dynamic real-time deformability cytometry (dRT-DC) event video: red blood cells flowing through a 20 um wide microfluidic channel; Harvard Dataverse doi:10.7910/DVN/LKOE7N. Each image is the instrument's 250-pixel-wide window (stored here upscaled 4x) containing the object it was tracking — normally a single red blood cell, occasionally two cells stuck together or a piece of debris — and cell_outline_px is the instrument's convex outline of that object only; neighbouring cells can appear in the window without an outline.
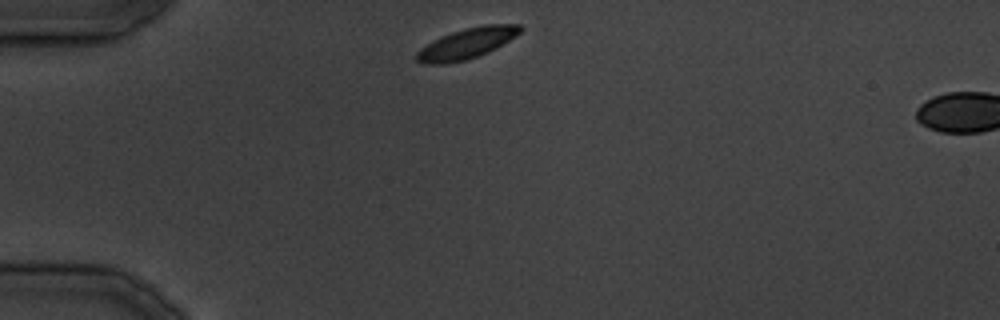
{"species": "common noctule bat (a hibernating species)", "species_latin": "Nyctalus noctula", "temperature_condition": "cold", "stored_images_in_passage": 3, "camera_frame_rate_fps": 3000, "um_per_image_px": 0.085, "animal": {"sex": "male", "body_mass_g": 19.5, "forearm_length_mm": 54.6}, "frame": {"image": 1, "passage_image": 1, "time_ms": 0.0, "image_size_px": [1000, 320], "cell_outline_px": [[524, 28], [516, 36], [496, 48], [488, 52], [464, 60], [444, 64], [424, 64], [416, 60], [416, 52], [420, 48], [440, 36], [464, 28], [484, 24], [520, 24]], "centroid_in_image_um": [39.68, 3.68], "position_along_channel_um": 45.3, "area_um2": 18.5}}